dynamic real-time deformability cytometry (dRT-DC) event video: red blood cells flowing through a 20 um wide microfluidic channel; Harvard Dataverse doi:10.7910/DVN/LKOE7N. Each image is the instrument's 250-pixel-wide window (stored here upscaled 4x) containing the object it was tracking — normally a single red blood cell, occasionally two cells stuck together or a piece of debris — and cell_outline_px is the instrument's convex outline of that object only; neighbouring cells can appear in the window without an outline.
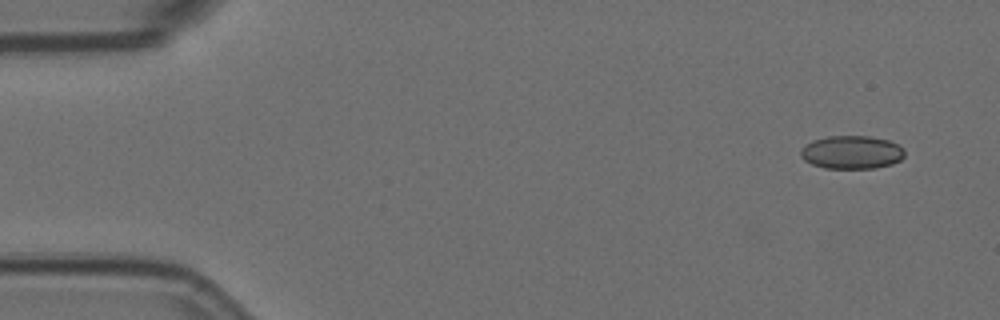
{"species": "Egyptian fruit bat (a non-hibernating species)", "species_latin": "Rousettus aegyptiacus", "temperature_condition": "room temperature", "stored_images_in_passage": 4, "camera_frame_rate_fps": 3000, "um_per_image_px": 0.085, "animal": {"sex": "female"}, "frame": {"image": 1, "passage_image": 1, "time_ms": 0.0, "image_size_px": [1000, 320], "cell_outline_px": [[904, 156], [900, 160], [892, 164], [876, 168], [824, 168], [812, 164], [804, 160], [800, 156], [800, 148], [804, 144], [812, 140], [828, 136], [868, 136], [888, 140], [900, 144], [904, 148]], "centroid_in_image_um": [72.38, 12.94], "position_along_channel_um": 12.6, "area_um2": 20.4}}